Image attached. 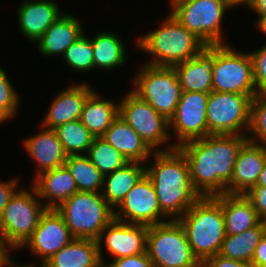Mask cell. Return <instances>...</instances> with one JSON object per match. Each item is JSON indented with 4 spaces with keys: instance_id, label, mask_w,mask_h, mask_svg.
<instances>
[{
    "instance_id": "obj_1",
    "label": "cell",
    "mask_w": 266,
    "mask_h": 267,
    "mask_svg": "<svg viewBox=\"0 0 266 267\" xmlns=\"http://www.w3.org/2000/svg\"><path fill=\"white\" fill-rule=\"evenodd\" d=\"M247 140V135H208L178 147L187 158L191 182L201 197L227 193L238 152Z\"/></svg>"
},
{
    "instance_id": "obj_2",
    "label": "cell",
    "mask_w": 266,
    "mask_h": 267,
    "mask_svg": "<svg viewBox=\"0 0 266 267\" xmlns=\"http://www.w3.org/2000/svg\"><path fill=\"white\" fill-rule=\"evenodd\" d=\"M152 156L154 164L145 167V174L154 185L161 212L178 220L201 198L191 182L187 158L174 144Z\"/></svg>"
},
{
    "instance_id": "obj_3",
    "label": "cell",
    "mask_w": 266,
    "mask_h": 267,
    "mask_svg": "<svg viewBox=\"0 0 266 267\" xmlns=\"http://www.w3.org/2000/svg\"><path fill=\"white\" fill-rule=\"evenodd\" d=\"M178 221L185 230L193 255L201 264L219 254L226 236L221 195L201 197Z\"/></svg>"
},
{
    "instance_id": "obj_4",
    "label": "cell",
    "mask_w": 266,
    "mask_h": 267,
    "mask_svg": "<svg viewBox=\"0 0 266 267\" xmlns=\"http://www.w3.org/2000/svg\"><path fill=\"white\" fill-rule=\"evenodd\" d=\"M160 26L135 42L137 49L153 55L154 58L148 65L174 67L198 56L206 47L172 14H169Z\"/></svg>"
},
{
    "instance_id": "obj_5",
    "label": "cell",
    "mask_w": 266,
    "mask_h": 267,
    "mask_svg": "<svg viewBox=\"0 0 266 267\" xmlns=\"http://www.w3.org/2000/svg\"><path fill=\"white\" fill-rule=\"evenodd\" d=\"M56 211L74 238L97 240L102 230L115 218L114 209L100 192L77 191Z\"/></svg>"
},
{
    "instance_id": "obj_6",
    "label": "cell",
    "mask_w": 266,
    "mask_h": 267,
    "mask_svg": "<svg viewBox=\"0 0 266 267\" xmlns=\"http://www.w3.org/2000/svg\"><path fill=\"white\" fill-rule=\"evenodd\" d=\"M16 190L0 215V238L4 245L20 249L37 228L46 206L39 199L36 189Z\"/></svg>"
},
{
    "instance_id": "obj_7",
    "label": "cell",
    "mask_w": 266,
    "mask_h": 267,
    "mask_svg": "<svg viewBox=\"0 0 266 267\" xmlns=\"http://www.w3.org/2000/svg\"><path fill=\"white\" fill-rule=\"evenodd\" d=\"M212 90L249 95L252 99L258 94L249 52L227 44L212 45Z\"/></svg>"
},
{
    "instance_id": "obj_8",
    "label": "cell",
    "mask_w": 266,
    "mask_h": 267,
    "mask_svg": "<svg viewBox=\"0 0 266 267\" xmlns=\"http://www.w3.org/2000/svg\"><path fill=\"white\" fill-rule=\"evenodd\" d=\"M146 252L154 267H202L178 220L148 226Z\"/></svg>"
},
{
    "instance_id": "obj_9",
    "label": "cell",
    "mask_w": 266,
    "mask_h": 267,
    "mask_svg": "<svg viewBox=\"0 0 266 267\" xmlns=\"http://www.w3.org/2000/svg\"><path fill=\"white\" fill-rule=\"evenodd\" d=\"M171 14L206 46L224 44L222 20L232 7L227 0H176Z\"/></svg>"
},
{
    "instance_id": "obj_10",
    "label": "cell",
    "mask_w": 266,
    "mask_h": 267,
    "mask_svg": "<svg viewBox=\"0 0 266 267\" xmlns=\"http://www.w3.org/2000/svg\"><path fill=\"white\" fill-rule=\"evenodd\" d=\"M140 69L133 80L135 89L132 91L169 120L175 113L182 92L176 69L147 63Z\"/></svg>"
},
{
    "instance_id": "obj_11",
    "label": "cell",
    "mask_w": 266,
    "mask_h": 267,
    "mask_svg": "<svg viewBox=\"0 0 266 267\" xmlns=\"http://www.w3.org/2000/svg\"><path fill=\"white\" fill-rule=\"evenodd\" d=\"M251 101L249 95L211 91L206 114L208 135H248Z\"/></svg>"
},
{
    "instance_id": "obj_12",
    "label": "cell",
    "mask_w": 266,
    "mask_h": 267,
    "mask_svg": "<svg viewBox=\"0 0 266 267\" xmlns=\"http://www.w3.org/2000/svg\"><path fill=\"white\" fill-rule=\"evenodd\" d=\"M119 116L153 151H159L156 147L168 142L171 137L169 120L136 95L132 89L119 102Z\"/></svg>"
},
{
    "instance_id": "obj_13",
    "label": "cell",
    "mask_w": 266,
    "mask_h": 267,
    "mask_svg": "<svg viewBox=\"0 0 266 267\" xmlns=\"http://www.w3.org/2000/svg\"><path fill=\"white\" fill-rule=\"evenodd\" d=\"M209 93L182 91L174 115L169 119V131L175 133L179 147L185 142L208 136L207 103Z\"/></svg>"
},
{
    "instance_id": "obj_14",
    "label": "cell",
    "mask_w": 266,
    "mask_h": 267,
    "mask_svg": "<svg viewBox=\"0 0 266 267\" xmlns=\"http://www.w3.org/2000/svg\"><path fill=\"white\" fill-rule=\"evenodd\" d=\"M117 207L118 210H114L115 219L123 222L147 226L167 222L160 210L154 185L146 174Z\"/></svg>"
},
{
    "instance_id": "obj_15",
    "label": "cell",
    "mask_w": 266,
    "mask_h": 267,
    "mask_svg": "<svg viewBox=\"0 0 266 267\" xmlns=\"http://www.w3.org/2000/svg\"><path fill=\"white\" fill-rule=\"evenodd\" d=\"M148 226L113 219L97 239L99 256L103 266L102 243L111 257L118 259L146 252Z\"/></svg>"
},
{
    "instance_id": "obj_16",
    "label": "cell",
    "mask_w": 266,
    "mask_h": 267,
    "mask_svg": "<svg viewBox=\"0 0 266 267\" xmlns=\"http://www.w3.org/2000/svg\"><path fill=\"white\" fill-rule=\"evenodd\" d=\"M74 237L56 209H46L41 215L32 236L21 247L27 246L31 253L41 258V266Z\"/></svg>"
},
{
    "instance_id": "obj_17",
    "label": "cell",
    "mask_w": 266,
    "mask_h": 267,
    "mask_svg": "<svg viewBox=\"0 0 266 267\" xmlns=\"http://www.w3.org/2000/svg\"><path fill=\"white\" fill-rule=\"evenodd\" d=\"M266 162V145L247 140L238 152L227 194H245L256 186Z\"/></svg>"
},
{
    "instance_id": "obj_18",
    "label": "cell",
    "mask_w": 266,
    "mask_h": 267,
    "mask_svg": "<svg viewBox=\"0 0 266 267\" xmlns=\"http://www.w3.org/2000/svg\"><path fill=\"white\" fill-rule=\"evenodd\" d=\"M93 91L91 86L86 83L74 84L65 88L52 101L41 125L54 129L68 121L79 120L84 103Z\"/></svg>"
},
{
    "instance_id": "obj_19",
    "label": "cell",
    "mask_w": 266,
    "mask_h": 267,
    "mask_svg": "<svg viewBox=\"0 0 266 267\" xmlns=\"http://www.w3.org/2000/svg\"><path fill=\"white\" fill-rule=\"evenodd\" d=\"M17 12L22 35L33 43L62 15L59 5L53 0H23Z\"/></svg>"
},
{
    "instance_id": "obj_20",
    "label": "cell",
    "mask_w": 266,
    "mask_h": 267,
    "mask_svg": "<svg viewBox=\"0 0 266 267\" xmlns=\"http://www.w3.org/2000/svg\"><path fill=\"white\" fill-rule=\"evenodd\" d=\"M41 129L38 134L23 140L25 150L39 168L36 176L44 171L63 166L67 159V154L54 129L44 126H41Z\"/></svg>"
},
{
    "instance_id": "obj_21",
    "label": "cell",
    "mask_w": 266,
    "mask_h": 267,
    "mask_svg": "<svg viewBox=\"0 0 266 267\" xmlns=\"http://www.w3.org/2000/svg\"><path fill=\"white\" fill-rule=\"evenodd\" d=\"M32 185L47 209H56L78 191L74 178L65 165L44 171L34 177Z\"/></svg>"
},
{
    "instance_id": "obj_22",
    "label": "cell",
    "mask_w": 266,
    "mask_h": 267,
    "mask_svg": "<svg viewBox=\"0 0 266 267\" xmlns=\"http://www.w3.org/2000/svg\"><path fill=\"white\" fill-rule=\"evenodd\" d=\"M102 138L112 145L128 162L145 164L154 151L119 115Z\"/></svg>"
},
{
    "instance_id": "obj_23",
    "label": "cell",
    "mask_w": 266,
    "mask_h": 267,
    "mask_svg": "<svg viewBox=\"0 0 266 267\" xmlns=\"http://www.w3.org/2000/svg\"><path fill=\"white\" fill-rule=\"evenodd\" d=\"M84 28L75 16L62 14L36 41L38 51L44 56H62L84 32Z\"/></svg>"
},
{
    "instance_id": "obj_24",
    "label": "cell",
    "mask_w": 266,
    "mask_h": 267,
    "mask_svg": "<svg viewBox=\"0 0 266 267\" xmlns=\"http://www.w3.org/2000/svg\"><path fill=\"white\" fill-rule=\"evenodd\" d=\"M182 91L210 93L212 90V45L196 57L174 66Z\"/></svg>"
},
{
    "instance_id": "obj_25",
    "label": "cell",
    "mask_w": 266,
    "mask_h": 267,
    "mask_svg": "<svg viewBox=\"0 0 266 267\" xmlns=\"http://www.w3.org/2000/svg\"><path fill=\"white\" fill-rule=\"evenodd\" d=\"M42 267H103L97 240L74 238Z\"/></svg>"
},
{
    "instance_id": "obj_26",
    "label": "cell",
    "mask_w": 266,
    "mask_h": 267,
    "mask_svg": "<svg viewBox=\"0 0 266 267\" xmlns=\"http://www.w3.org/2000/svg\"><path fill=\"white\" fill-rule=\"evenodd\" d=\"M221 208L226 235L240 234L262 221L244 194H221Z\"/></svg>"
},
{
    "instance_id": "obj_27",
    "label": "cell",
    "mask_w": 266,
    "mask_h": 267,
    "mask_svg": "<svg viewBox=\"0 0 266 267\" xmlns=\"http://www.w3.org/2000/svg\"><path fill=\"white\" fill-rule=\"evenodd\" d=\"M144 175L145 165L143 163L128 162L122 168L104 176V187L102 188L101 193L107 203L114 210H117V206L122 202L127 193Z\"/></svg>"
},
{
    "instance_id": "obj_28",
    "label": "cell",
    "mask_w": 266,
    "mask_h": 267,
    "mask_svg": "<svg viewBox=\"0 0 266 267\" xmlns=\"http://www.w3.org/2000/svg\"><path fill=\"white\" fill-rule=\"evenodd\" d=\"M118 115L119 103L103 100L94 90L84 103L80 120L94 137H102Z\"/></svg>"
},
{
    "instance_id": "obj_29",
    "label": "cell",
    "mask_w": 266,
    "mask_h": 267,
    "mask_svg": "<svg viewBox=\"0 0 266 267\" xmlns=\"http://www.w3.org/2000/svg\"><path fill=\"white\" fill-rule=\"evenodd\" d=\"M94 68L112 70L126 62V47L116 33L102 31L91 38Z\"/></svg>"
},
{
    "instance_id": "obj_30",
    "label": "cell",
    "mask_w": 266,
    "mask_h": 267,
    "mask_svg": "<svg viewBox=\"0 0 266 267\" xmlns=\"http://www.w3.org/2000/svg\"><path fill=\"white\" fill-rule=\"evenodd\" d=\"M266 233V221L251 227L240 234L226 235L219 254L223 257L251 263L256 246Z\"/></svg>"
},
{
    "instance_id": "obj_31",
    "label": "cell",
    "mask_w": 266,
    "mask_h": 267,
    "mask_svg": "<svg viewBox=\"0 0 266 267\" xmlns=\"http://www.w3.org/2000/svg\"><path fill=\"white\" fill-rule=\"evenodd\" d=\"M64 165L74 178L78 191L101 192L104 175L86 155L67 156Z\"/></svg>"
},
{
    "instance_id": "obj_32",
    "label": "cell",
    "mask_w": 266,
    "mask_h": 267,
    "mask_svg": "<svg viewBox=\"0 0 266 267\" xmlns=\"http://www.w3.org/2000/svg\"><path fill=\"white\" fill-rule=\"evenodd\" d=\"M54 131L67 156L86 155L95 138L80 119L59 125Z\"/></svg>"
},
{
    "instance_id": "obj_33",
    "label": "cell",
    "mask_w": 266,
    "mask_h": 267,
    "mask_svg": "<svg viewBox=\"0 0 266 267\" xmlns=\"http://www.w3.org/2000/svg\"><path fill=\"white\" fill-rule=\"evenodd\" d=\"M86 156L104 175L122 168L128 161L102 137H95Z\"/></svg>"
},
{
    "instance_id": "obj_34",
    "label": "cell",
    "mask_w": 266,
    "mask_h": 267,
    "mask_svg": "<svg viewBox=\"0 0 266 267\" xmlns=\"http://www.w3.org/2000/svg\"><path fill=\"white\" fill-rule=\"evenodd\" d=\"M84 33L63 54L68 67L78 72H87L94 69L91 38L86 37Z\"/></svg>"
},
{
    "instance_id": "obj_35",
    "label": "cell",
    "mask_w": 266,
    "mask_h": 267,
    "mask_svg": "<svg viewBox=\"0 0 266 267\" xmlns=\"http://www.w3.org/2000/svg\"><path fill=\"white\" fill-rule=\"evenodd\" d=\"M248 140L266 145V93H258L251 101ZM259 139V140H256Z\"/></svg>"
},
{
    "instance_id": "obj_36",
    "label": "cell",
    "mask_w": 266,
    "mask_h": 267,
    "mask_svg": "<svg viewBox=\"0 0 266 267\" xmlns=\"http://www.w3.org/2000/svg\"><path fill=\"white\" fill-rule=\"evenodd\" d=\"M13 87L6 71L0 67V124L14 117L17 112L20 97Z\"/></svg>"
},
{
    "instance_id": "obj_37",
    "label": "cell",
    "mask_w": 266,
    "mask_h": 267,
    "mask_svg": "<svg viewBox=\"0 0 266 267\" xmlns=\"http://www.w3.org/2000/svg\"><path fill=\"white\" fill-rule=\"evenodd\" d=\"M249 54L252 59L255 88L258 93H266V45Z\"/></svg>"
},
{
    "instance_id": "obj_38",
    "label": "cell",
    "mask_w": 266,
    "mask_h": 267,
    "mask_svg": "<svg viewBox=\"0 0 266 267\" xmlns=\"http://www.w3.org/2000/svg\"><path fill=\"white\" fill-rule=\"evenodd\" d=\"M103 267H154L147 252L136 254L118 259H112L110 263L107 262Z\"/></svg>"
},
{
    "instance_id": "obj_39",
    "label": "cell",
    "mask_w": 266,
    "mask_h": 267,
    "mask_svg": "<svg viewBox=\"0 0 266 267\" xmlns=\"http://www.w3.org/2000/svg\"><path fill=\"white\" fill-rule=\"evenodd\" d=\"M244 196L253 204L259 218L266 221V187H251Z\"/></svg>"
},
{
    "instance_id": "obj_40",
    "label": "cell",
    "mask_w": 266,
    "mask_h": 267,
    "mask_svg": "<svg viewBox=\"0 0 266 267\" xmlns=\"http://www.w3.org/2000/svg\"><path fill=\"white\" fill-rule=\"evenodd\" d=\"M202 267H254V265L247 261L234 260L217 254L208 258Z\"/></svg>"
},
{
    "instance_id": "obj_41",
    "label": "cell",
    "mask_w": 266,
    "mask_h": 267,
    "mask_svg": "<svg viewBox=\"0 0 266 267\" xmlns=\"http://www.w3.org/2000/svg\"><path fill=\"white\" fill-rule=\"evenodd\" d=\"M18 186V178L11 179L8 181H0V215L3 209L9 202L12 195L15 193Z\"/></svg>"
},
{
    "instance_id": "obj_42",
    "label": "cell",
    "mask_w": 266,
    "mask_h": 267,
    "mask_svg": "<svg viewBox=\"0 0 266 267\" xmlns=\"http://www.w3.org/2000/svg\"><path fill=\"white\" fill-rule=\"evenodd\" d=\"M251 263L254 265V267L266 266V233L256 246Z\"/></svg>"
},
{
    "instance_id": "obj_43",
    "label": "cell",
    "mask_w": 266,
    "mask_h": 267,
    "mask_svg": "<svg viewBox=\"0 0 266 267\" xmlns=\"http://www.w3.org/2000/svg\"><path fill=\"white\" fill-rule=\"evenodd\" d=\"M248 8L253 10L255 14L259 15L257 19L258 21L261 18L266 17V0H252V2L248 5Z\"/></svg>"
},
{
    "instance_id": "obj_44",
    "label": "cell",
    "mask_w": 266,
    "mask_h": 267,
    "mask_svg": "<svg viewBox=\"0 0 266 267\" xmlns=\"http://www.w3.org/2000/svg\"><path fill=\"white\" fill-rule=\"evenodd\" d=\"M9 251L0 238V267L10 258Z\"/></svg>"
},
{
    "instance_id": "obj_45",
    "label": "cell",
    "mask_w": 266,
    "mask_h": 267,
    "mask_svg": "<svg viewBox=\"0 0 266 267\" xmlns=\"http://www.w3.org/2000/svg\"><path fill=\"white\" fill-rule=\"evenodd\" d=\"M253 187H266V162L263 166L261 173L258 176L256 186Z\"/></svg>"
},
{
    "instance_id": "obj_46",
    "label": "cell",
    "mask_w": 266,
    "mask_h": 267,
    "mask_svg": "<svg viewBox=\"0 0 266 267\" xmlns=\"http://www.w3.org/2000/svg\"><path fill=\"white\" fill-rule=\"evenodd\" d=\"M229 5L233 8L234 6L237 7L238 5H246L248 6L252 0H227Z\"/></svg>"
},
{
    "instance_id": "obj_47",
    "label": "cell",
    "mask_w": 266,
    "mask_h": 267,
    "mask_svg": "<svg viewBox=\"0 0 266 267\" xmlns=\"http://www.w3.org/2000/svg\"><path fill=\"white\" fill-rule=\"evenodd\" d=\"M256 27L258 31L266 35V17L261 18L259 21L256 20Z\"/></svg>"
},
{
    "instance_id": "obj_48",
    "label": "cell",
    "mask_w": 266,
    "mask_h": 267,
    "mask_svg": "<svg viewBox=\"0 0 266 267\" xmlns=\"http://www.w3.org/2000/svg\"><path fill=\"white\" fill-rule=\"evenodd\" d=\"M16 263L11 259V257L3 264L2 267H35L33 264L29 265H15Z\"/></svg>"
}]
</instances>
